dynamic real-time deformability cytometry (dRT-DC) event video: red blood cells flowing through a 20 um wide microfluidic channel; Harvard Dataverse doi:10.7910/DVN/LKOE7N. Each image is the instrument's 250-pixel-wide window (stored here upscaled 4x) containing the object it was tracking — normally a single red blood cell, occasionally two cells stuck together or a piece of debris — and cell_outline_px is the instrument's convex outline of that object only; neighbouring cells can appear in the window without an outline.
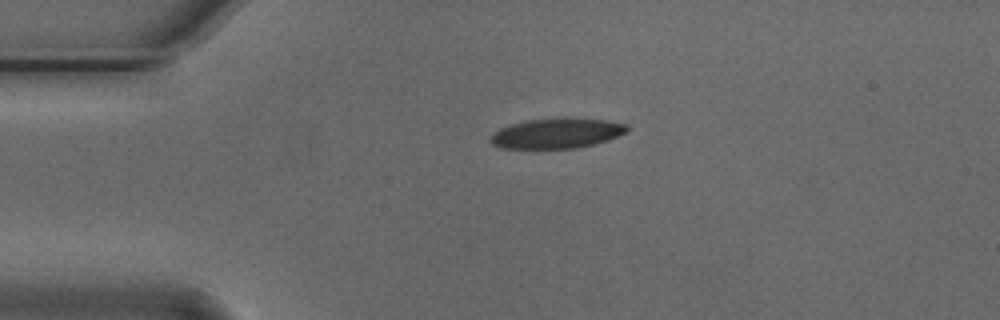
{"species": "Egyptian fruit bat (a non-hibernating species)", "species_latin": "Rousettus aegyptiacus", "temperature_condition": "cold", "stored_images_in_passage": 43, "camera_frame_rate_fps": 3000, "um_per_image_px": 0.085, "animal": {"sex": "male"}, "frame": {"image": 1, "passage_image": 1, "time_ms": 0.0, "image_size_px": [1000, 320], "cell_outline_px": [[628, 132], [608, 140], [576, 148], [500, 148], [492, 144], [488, 140], [492, 132], [500, 128], [512, 124], [528, 120], [564, 116], [568, 116], [608, 120], [628, 124]], "centroid_in_image_um": [47.34, 11.3], "position_along_channel_um": 37.7, "area_um2": 24.51}}
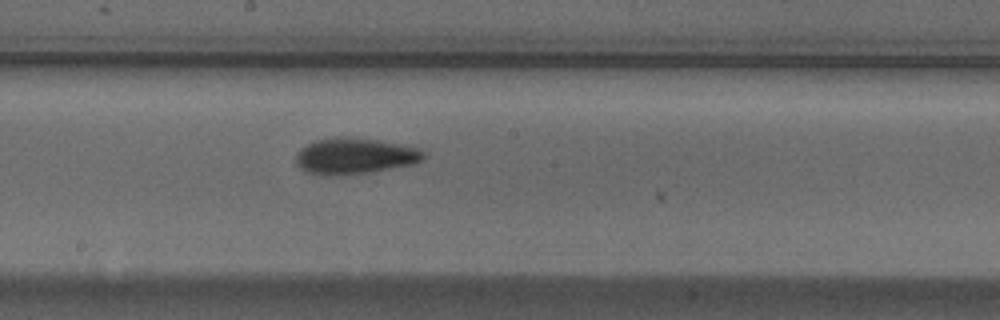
{"frame": {"image": 2, "passage_image": 18, "time_ms": 5.667, "image_size_px": [1000, 320], "cell_outline_px": [[424, 156], [416, 164], [372, 172], [304, 172], [296, 164], [296, 152], [300, 148], [316, 140], [336, 136], [344, 136], [376, 140], [400, 144], [420, 148], [424, 152]], "centroid_in_image_um": [30.19, 13.21], "position_along_channel_um": 218.0, "area_um2": 26.13}}
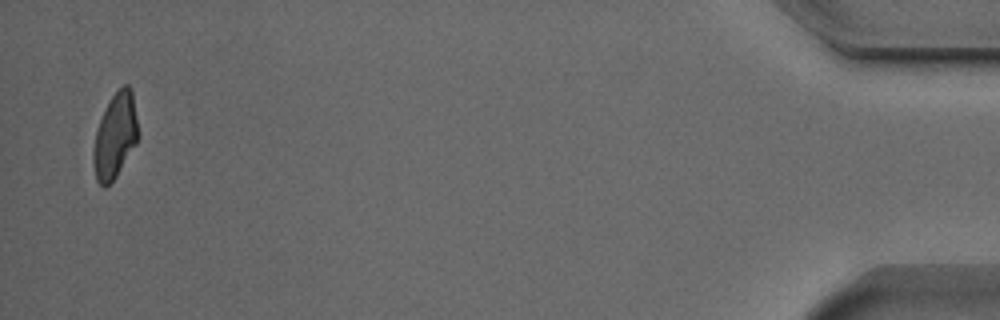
{"frame": {"image": 3, "passage_image": 42, "time_ms": 13.667, "image_size_px": [1000, 320], "cell_outline_px": [[136, 144], [116, 176], [104, 188], [96, 180], [92, 164], [92, 152], [96, 128], [112, 96], [124, 84], [128, 84], [132, 92], [136, 120]], "centroid_in_image_um": [9.74, 11.59], "position_along_channel_um": 425.5, "area_um2": 21.68}, "authors_computed_cell_mechanics": {"area_um2": 24.5072, "velocity_mm_per_s": 3.7393, "shape_relaxation_time_tau1_ms": 4.2425, "shape_relaxation_time_tau2_ms": 2.9663, "deformation_change_tau1": 0.1239, "deformation_change_tau2": 0.0902}}